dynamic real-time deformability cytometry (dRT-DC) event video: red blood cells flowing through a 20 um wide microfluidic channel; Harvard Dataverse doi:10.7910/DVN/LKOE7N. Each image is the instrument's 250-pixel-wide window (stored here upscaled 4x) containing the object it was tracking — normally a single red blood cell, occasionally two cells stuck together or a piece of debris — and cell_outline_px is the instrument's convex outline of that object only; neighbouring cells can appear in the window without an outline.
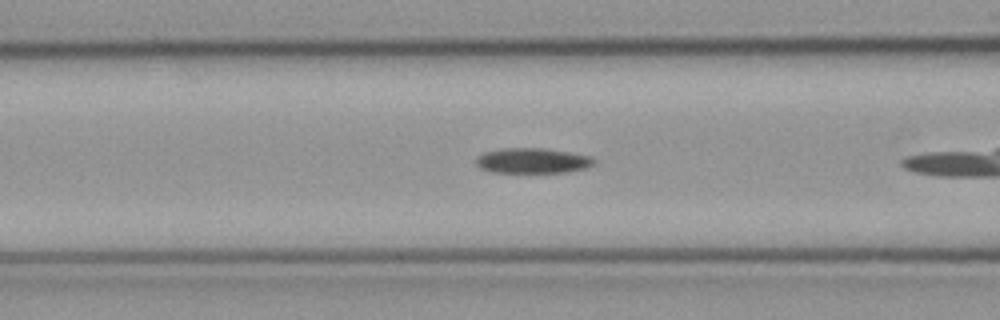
{"species": "common noctule bat (a hibernating species)", "species_latin": "Nyctalus noctula", "temperature_condition": "cold", "stored_images_in_passage": 28, "camera_frame_rate_fps": 3000, "um_per_image_px": 0.085, "animal": {"sex": "male", "body_mass_g": 23.1, "forearm_length_mm": 52.7}, "frame": {"image": 1, "passage_image": 7, "time_ms": 2.0, "image_size_px": [1000, 320], "cell_outline_px": [[596, 160], [592, 164], [584, 168], [564, 172], [492, 172], [480, 168], [476, 164], [476, 156], [484, 152], [504, 148], [540, 148], [568, 152], [588, 156]], "centroid_in_image_um": [45.19, 13.65], "position_along_channel_um": 121.4, "area_um2": 17.05}}
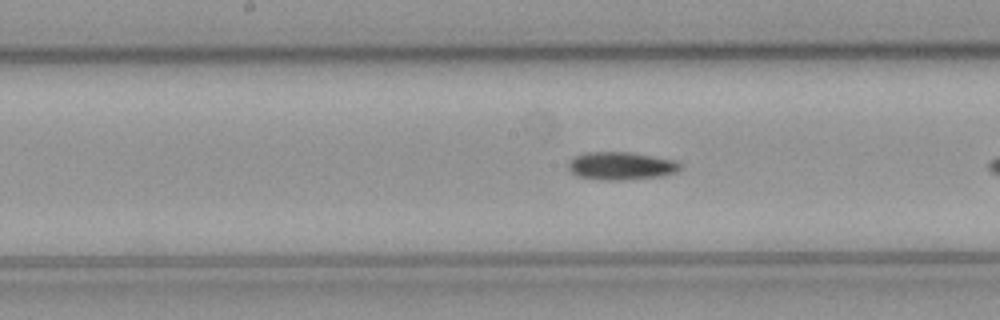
{"frame": {"image": 2, "passage_image": 13, "time_ms": 4.0, "image_size_px": [1000, 320], "cell_outline_px": [[680, 168], [676, 172], [660, 176], [624, 180], [604, 180], [576, 176], [568, 168], [568, 164], [576, 156], [588, 152], [628, 152], [672, 160], [680, 164]], "centroid_in_image_um": [52.75, 14.11], "position_along_channel_um": 195.4, "area_um2": 17.8}}
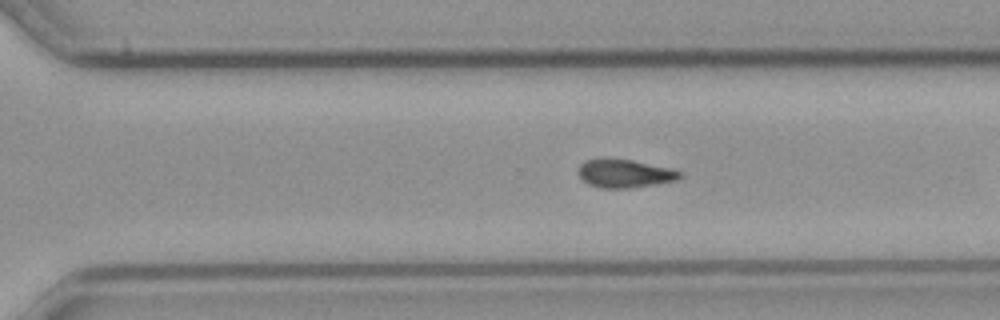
{"frame": {"image": 3, "passage_image": 23, "time_ms": 7.333, "image_size_px": [1000, 320], "cell_outline_px": [[680, 176], [676, 180], [628, 188], [600, 188], [588, 184], [580, 176], [580, 164], [584, 160], [632, 160], [672, 168], [680, 172]], "centroid_in_image_um": [53.1, 14.76], "position_along_channel_um": 317.5, "area_um2": 16.13}}